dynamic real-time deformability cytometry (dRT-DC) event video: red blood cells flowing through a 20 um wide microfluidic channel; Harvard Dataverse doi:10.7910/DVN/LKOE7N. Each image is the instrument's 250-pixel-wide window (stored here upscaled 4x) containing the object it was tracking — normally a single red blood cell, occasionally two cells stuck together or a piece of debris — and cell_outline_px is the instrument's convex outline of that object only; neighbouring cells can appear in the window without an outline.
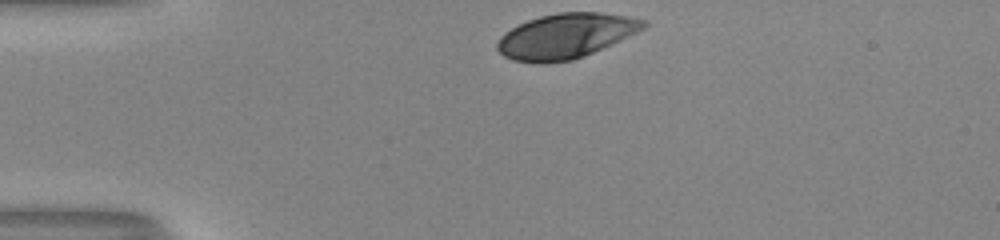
{"species": "human", "species_latin": "Homo sapiens", "temperature_condition": "room temperature", "stored_images_in_passage": 31, "camera_frame_rate_fps": 3000, "um_per_image_px": 0.085, "donor": {"sex": "male"}, "frame": {"image": 1, "passage_image": 1, "time_ms": 0.0, "image_size_px": [1000, 240], "cell_outline_px": [[648, 24], [644, 28], [636, 32], [592, 52], [572, 60], [540, 64], [512, 60], [504, 56], [496, 48], [496, 44], [500, 36], [504, 32], [528, 20], [540, 16], [560, 12], [600, 12], [648, 20]], "centroid_in_image_um": [48.04, 3.06], "position_along_channel_um": 37.0, "area_um2": 37.92}}
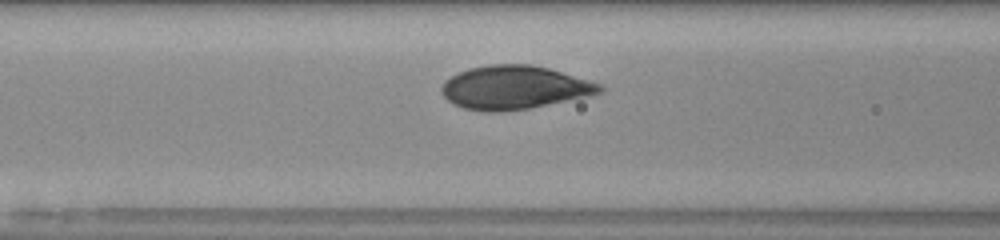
{"frame": {"image": 2, "passage_image": 11, "time_ms": 3.333, "image_size_px": [1000, 240], "cell_outline_px": [[604, 88], [600, 92], [588, 96], [528, 108], [496, 112], [484, 112], [464, 108], [452, 104], [440, 92], [440, 88], [444, 80], [468, 68], [488, 64], [532, 64], [548, 68], [604, 84]], "centroid_in_image_um": [43.69, 7.43], "position_along_channel_um": 122.9, "area_um2": 40.17}}
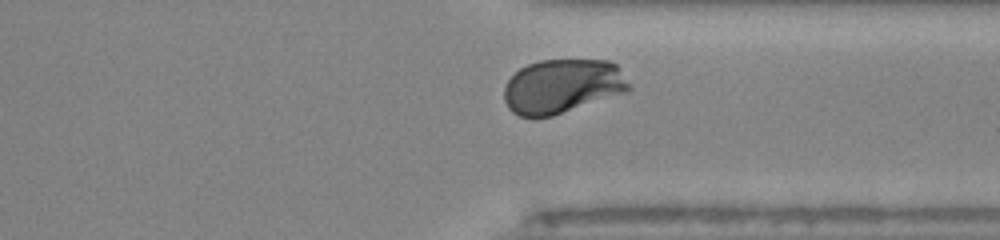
{"frame": {"image": 3, "passage_image": 29, "time_ms": 9.333, "image_size_px": [1000, 240], "cell_outline_px": [[632, 88], [628, 92], [552, 116], [520, 116], [512, 112], [508, 108], [504, 100], [504, 88], [508, 80], [520, 68], [528, 64], [540, 60], [608, 60], [616, 64]], "centroid_in_image_um": [47.81, 7.33], "position_along_channel_um": 363.6, "area_um2": 39.42}, "authors_computed_cell_mechanics": {"area_um2": 39.9976, "velocity_mm_per_s": 4.0044, "shape_relaxation_time_tau1_ms": 2.7087, "shape_relaxation_time_tau2_ms": null, "deformation_change_tau1": 0.158, "deformation_change_tau2": null}}